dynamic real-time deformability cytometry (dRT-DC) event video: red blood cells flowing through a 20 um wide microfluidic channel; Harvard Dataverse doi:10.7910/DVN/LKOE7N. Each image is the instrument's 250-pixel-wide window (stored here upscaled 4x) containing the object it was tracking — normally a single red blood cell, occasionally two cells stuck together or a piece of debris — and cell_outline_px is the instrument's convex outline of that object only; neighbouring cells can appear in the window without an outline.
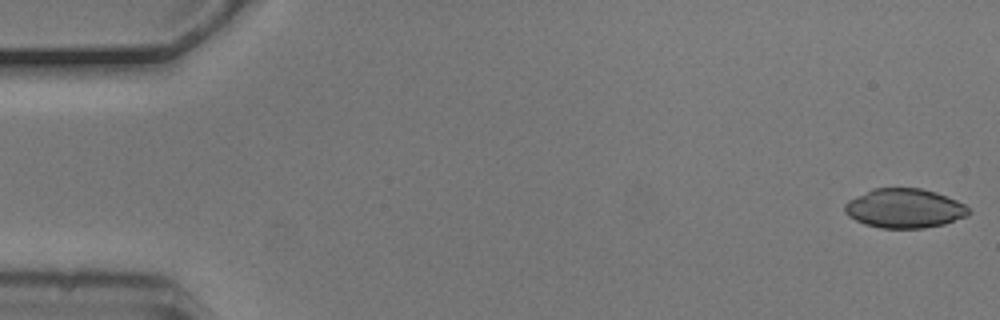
{"species": "common noctule bat (a hibernating species)", "species_latin": "Nyctalus noctula", "temperature_condition": "cold", "stored_images_in_passage": 5, "camera_frame_rate_fps": 3000, "um_per_image_px": 0.085, "animal": {"sex": "male", "body_mass_g": 20.5, "forearm_length_mm": 52.5}, "frame": {"image": 1, "passage_image": 1, "time_ms": 0.0, "image_size_px": [1000, 320], "cell_outline_px": [[972, 212], [968, 216], [944, 224], [924, 228], [880, 228], [864, 224], [848, 216], [844, 212], [844, 204], [848, 200], [872, 188], [920, 188], [936, 192], [956, 200], [964, 204]], "centroid_in_image_um": [76.87, 17.71], "position_along_channel_um": 8.1, "area_um2": 28.55}}
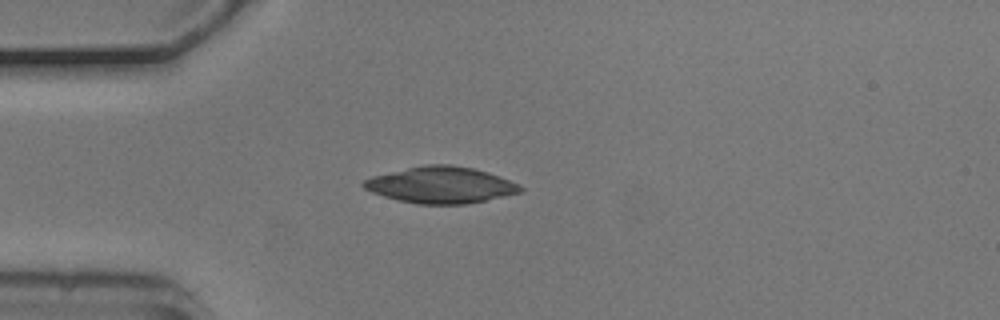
{"frame": {"image": 2, "passage_image": 5, "time_ms": 1.333, "image_size_px": [1000, 320], "cell_outline_px": [[524, 192], [464, 204], [416, 204], [396, 200], [372, 192], [364, 188], [360, 184], [364, 180], [372, 176], [424, 164], [452, 164], [472, 168], [488, 172], [500, 176], [520, 184], [524, 188]], "centroid_in_image_um": [37.48, 15.72], "position_along_channel_um": 47.5, "area_um2": 33.41}}